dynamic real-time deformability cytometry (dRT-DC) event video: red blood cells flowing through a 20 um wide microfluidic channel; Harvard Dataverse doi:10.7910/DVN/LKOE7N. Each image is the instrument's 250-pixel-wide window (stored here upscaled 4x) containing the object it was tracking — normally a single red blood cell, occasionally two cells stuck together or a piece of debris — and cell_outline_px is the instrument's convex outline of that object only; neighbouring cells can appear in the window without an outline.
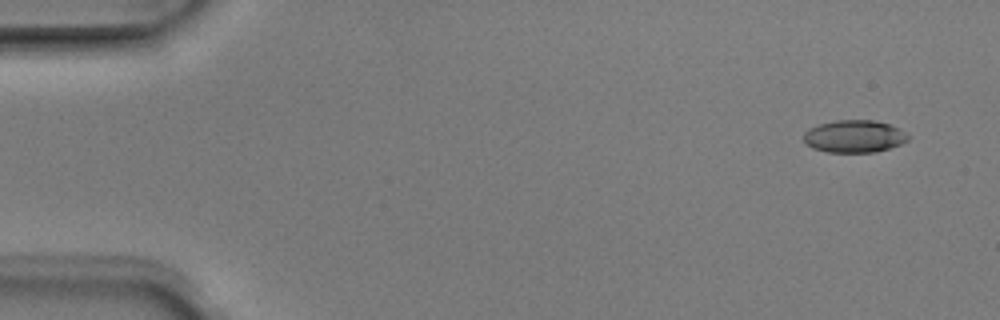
{"species": "Egyptian fruit bat (a non-hibernating species)", "species_latin": "Rousettus aegyptiacus", "temperature_condition": "room temperature", "stored_images_in_passage": 4, "camera_frame_rate_fps": 3000, "um_per_image_px": 0.085, "animal": {"sex": "male"}, "frame": {"image": 1, "passage_image": 1, "time_ms": 0.0, "image_size_px": [1000, 320], "cell_outline_px": [[908, 140], [900, 144], [876, 152], [828, 152], [812, 148], [804, 140], [804, 132], [808, 128], [816, 124], [836, 120], [872, 120], [888, 124], [896, 128], [908, 136]], "centroid_in_image_um": [72.55, 11.58], "position_along_channel_um": 12.5, "area_um2": 19.54}}
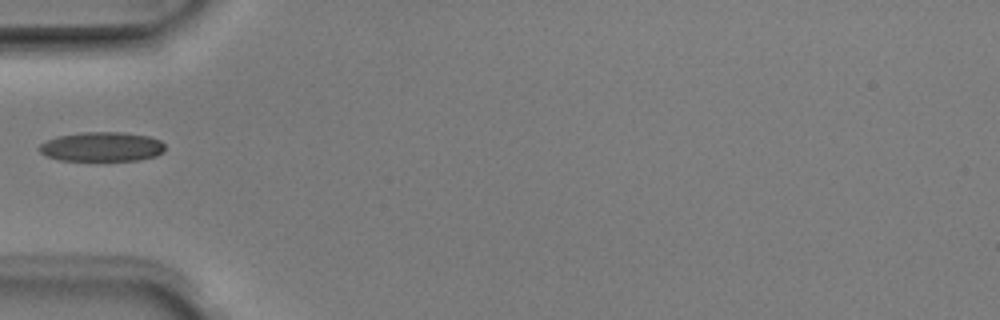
{"frame": {"image": 2, "passage_image": 4, "time_ms": 1.0, "image_size_px": [1000, 320], "cell_outline_px": [[164, 148], [156, 156], [140, 160], [60, 160], [48, 156], [40, 152], [36, 148], [40, 144], [56, 136], [80, 132], [124, 132], [148, 136], [160, 140], [164, 144]], "centroid_in_image_um": [8.63, 12.46], "position_along_channel_um": 76.4, "area_um2": 21.56}}